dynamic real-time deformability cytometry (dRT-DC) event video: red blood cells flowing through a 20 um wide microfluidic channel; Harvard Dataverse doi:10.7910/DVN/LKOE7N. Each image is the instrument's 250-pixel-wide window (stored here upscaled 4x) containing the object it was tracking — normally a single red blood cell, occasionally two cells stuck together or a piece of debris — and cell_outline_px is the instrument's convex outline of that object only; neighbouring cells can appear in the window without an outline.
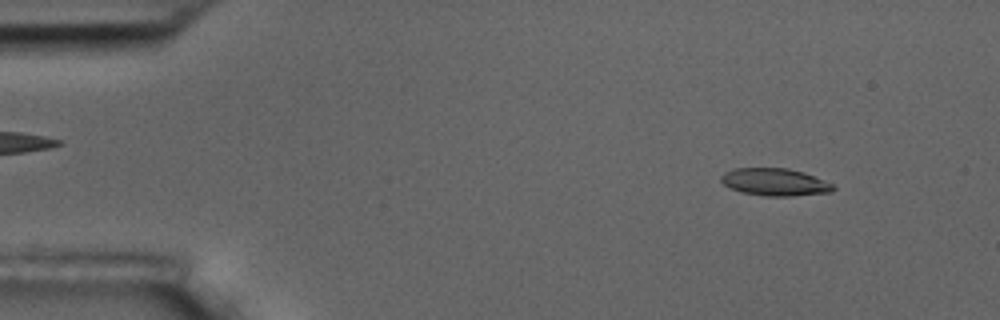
{"species": "common noctule bat (a hibernating species)", "species_latin": "Nyctalus noctula", "temperature_condition": "room temperature", "stored_images_in_passage": 56, "camera_frame_rate_fps": 3000, "um_per_image_px": 0.085, "animal": {"sex": "male", "body_mass_g": 17.5, "forearm_length_mm": 52.3}, "frame": {"image": 1, "passage_image": 6, "time_ms": 1.667, "image_size_px": [1000, 320], "cell_outline_px": [[836, 188], [832, 192], [792, 196], [764, 196], [740, 192], [724, 184], [720, 180], [720, 176], [724, 172], [736, 168], [788, 168], [804, 172], [832, 184]], "centroid_in_image_um": [65.85, 15.48], "position_along_channel_um": 19.1, "area_um2": 17.92}}
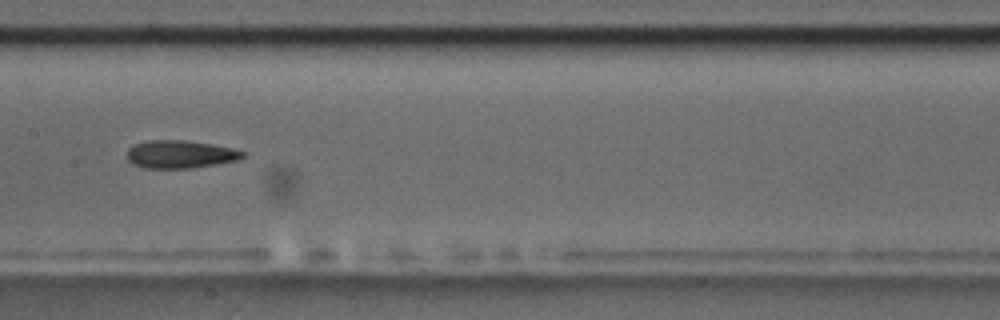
{"frame": {"image": 2, "passage_image": 28, "time_ms": 9.0, "image_size_px": [1000, 320], "cell_outline_px": [[244, 156], [236, 160], [192, 168], [144, 168], [132, 164], [128, 160], [128, 148], [136, 144], [148, 140], [184, 140], [212, 144], [232, 148], [244, 152]], "centroid_in_image_um": [15.28, 13.11], "position_along_channel_um": 192.1, "area_um2": 18.61}}
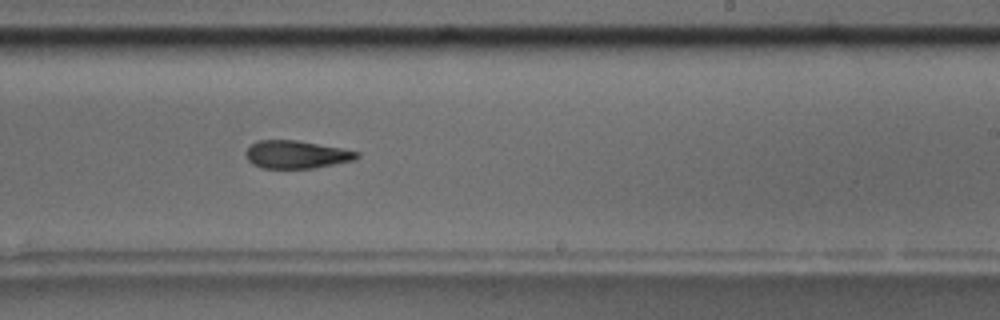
{"frame": {"image": 3, "passage_image": 34, "time_ms": 11.0, "image_size_px": [1000, 320], "cell_outline_px": [[360, 156], [352, 160], [316, 168], [260, 168], [252, 164], [248, 160], [244, 152], [256, 140], [296, 140], [340, 148], [360, 152]], "centroid_in_image_um": [25.16, 13.14], "position_along_channel_um": 263.8, "area_um2": 17.98}, "authors_computed_cell_mechanics": {"area_um2": 18.6694, "velocity_mm_per_s": 3.6003, "shape_relaxation_time_tau1_ms": 7.7371, "shape_relaxation_time_tau2_ms": 5.7551, "deformation_change_tau1": 0.1941, "deformation_change_tau2": 0.1532}}